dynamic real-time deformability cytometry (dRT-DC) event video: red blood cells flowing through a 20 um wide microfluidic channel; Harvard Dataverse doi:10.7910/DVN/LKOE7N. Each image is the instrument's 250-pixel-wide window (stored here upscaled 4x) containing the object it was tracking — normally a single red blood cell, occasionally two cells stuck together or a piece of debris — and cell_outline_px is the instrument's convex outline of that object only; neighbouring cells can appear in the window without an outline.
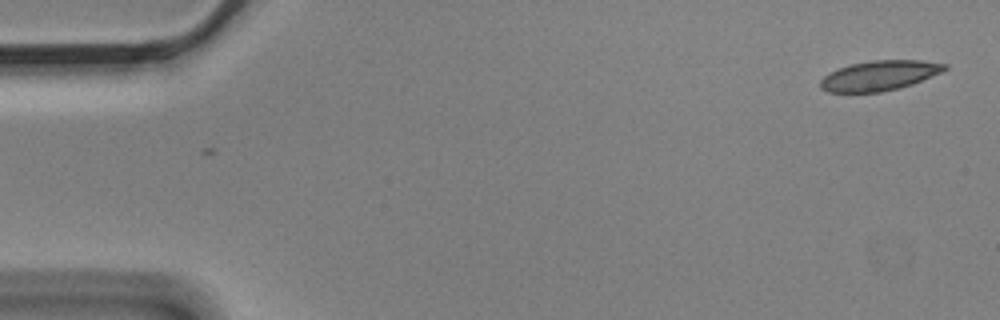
{"species": "Egyptian fruit bat (a non-hibernating species)", "species_latin": "Rousettus aegyptiacus", "temperature_condition": "cold", "stored_images_in_passage": 3, "camera_frame_rate_fps": 3000, "um_per_image_px": 0.085, "animal": {"sex": "male"}, "frame": {"image": 1, "passage_image": 3, "time_ms": 0.667, "image_size_px": [1000, 320], "cell_outline_px": [[948, 68], [940, 72], [912, 84], [900, 88], [880, 92], [828, 92], [820, 88], [820, 80], [824, 76], [840, 68], [852, 64], [872, 60], [920, 60], [948, 64]], "centroid_in_image_um": [74.75, 6.42], "position_along_channel_um": 10.2, "area_um2": 21.44}}